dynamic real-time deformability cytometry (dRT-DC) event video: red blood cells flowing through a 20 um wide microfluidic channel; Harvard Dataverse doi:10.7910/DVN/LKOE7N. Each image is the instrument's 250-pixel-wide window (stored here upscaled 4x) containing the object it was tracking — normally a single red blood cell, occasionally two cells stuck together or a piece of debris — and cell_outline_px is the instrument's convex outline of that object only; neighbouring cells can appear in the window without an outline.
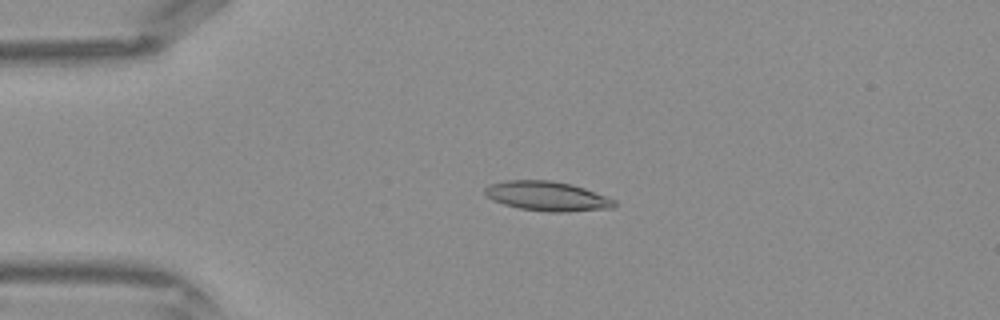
{"species": "Egyptian fruit bat (a non-hibernating species)", "species_latin": "Rousettus aegyptiacus", "temperature_condition": "warm", "stored_images_in_passage": 43, "camera_frame_rate_fps": 3000, "um_per_image_px": 0.085, "frame": {"image": 1, "passage_image": 10, "time_ms": 3.0, "image_size_px": [1000, 320], "cell_outline_px": [[616, 204], [612, 208], [568, 212], [552, 212], [520, 208], [504, 204], [492, 200], [484, 192], [484, 188], [488, 184], [504, 180], [552, 180], [572, 184], [584, 188], [616, 200]], "centroid_in_image_um": [46.5, 16.66], "position_along_channel_um": 38.5, "area_um2": 22.31}}
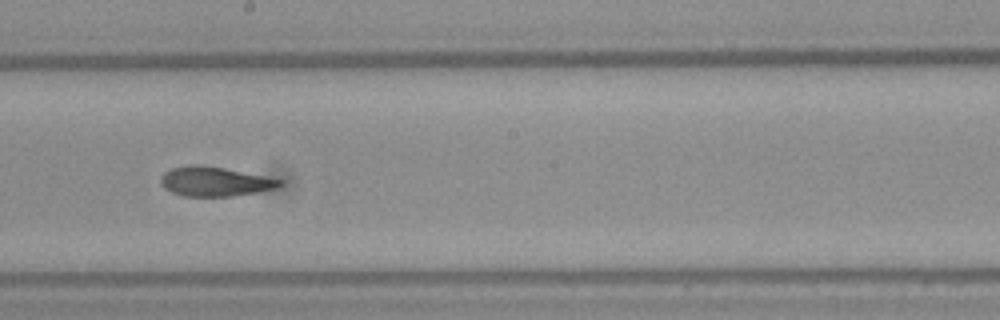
{"frame": {"image": 2, "passage_image": 24, "time_ms": 7.667, "image_size_px": [1000, 320], "cell_outline_px": [[284, 184], [276, 188], [256, 192], [232, 196], [184, 196], [172, 192], [164, 188], [160, 184], [160, 176], [164, 172], [172, 168], [188, 164], [196, 164], [224, 168], [284, 180]], "centroid_in_image_um": [18.24, 15.42], "position_along_channel_um": 230.0, "area_um2": 20.46}}
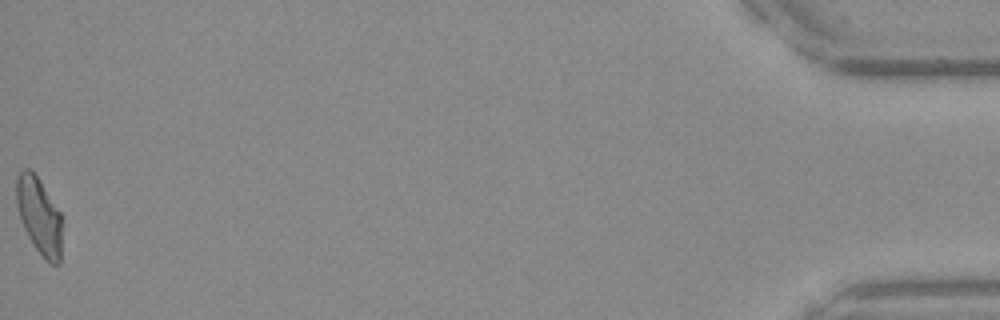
{"frame": {"image": 3, "passage_image": 43, "time_ms": 14.0, "image_size_px": [1000, 320], "cell_outline_px": [[60, 264], [52, 264], [36, 248], [28, 236], [24, 228], [16, 204], [16, 180], [20, 172], [24, 168], [28, 168], [36, 176], [60, 212]], "centroid_in_image_um": [3.3, 18.32], "position_along_channel_um": 431.9, "area_um2": 19.59}}